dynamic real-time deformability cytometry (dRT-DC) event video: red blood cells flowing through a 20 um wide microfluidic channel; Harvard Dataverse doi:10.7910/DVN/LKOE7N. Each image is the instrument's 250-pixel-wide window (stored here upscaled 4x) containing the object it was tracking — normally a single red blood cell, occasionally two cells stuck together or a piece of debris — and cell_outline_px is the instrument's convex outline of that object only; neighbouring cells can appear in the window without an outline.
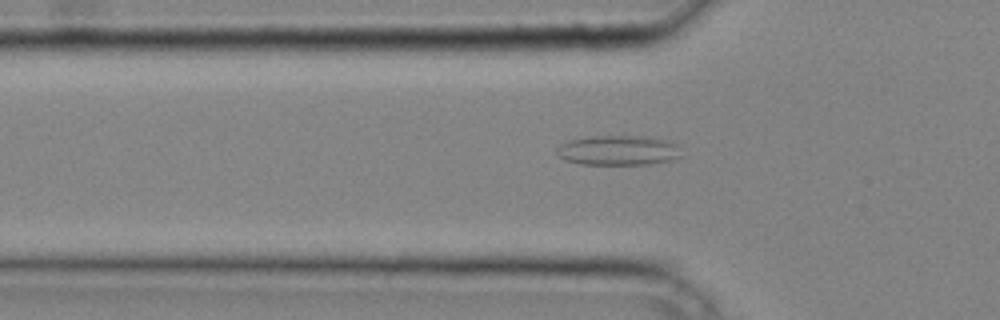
{"species": "common noctule bat (a hibernating species)", "species_latin": "Nyctalus noctula", "temperature_condition": "cold", "stored_images_in_passage": 3, "camera_frame_rate_fps": 3000, "um_per_image_px": 0.085, "animal": {"sex": "male", "body_mass_g": 20.4}, "frame": {"image": 1, "passage_image": 2, "time_ms": 0.333, "image_size_px": [1000, 320], "cell_outline_px": [[680, 156], [672, 160], [648, 164], [580, 164], [564, 160], [556, 152], [556, 148], [560, 144], [568, 140], [592, 136], [648, 136], [672, 140], [676, 144]], "centroid_in_image_um": [52.54, 12.77], "position_along_channel_um": 73.3, "area_um2": 21.79}}